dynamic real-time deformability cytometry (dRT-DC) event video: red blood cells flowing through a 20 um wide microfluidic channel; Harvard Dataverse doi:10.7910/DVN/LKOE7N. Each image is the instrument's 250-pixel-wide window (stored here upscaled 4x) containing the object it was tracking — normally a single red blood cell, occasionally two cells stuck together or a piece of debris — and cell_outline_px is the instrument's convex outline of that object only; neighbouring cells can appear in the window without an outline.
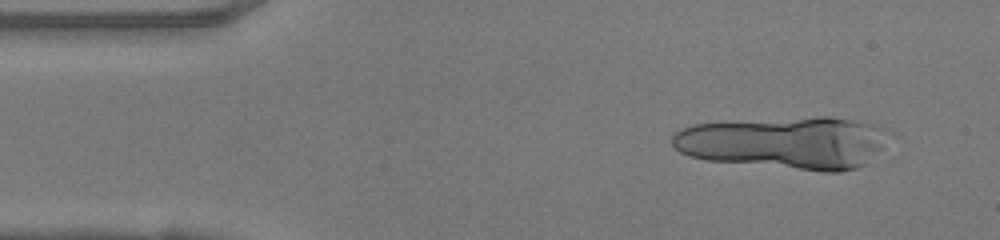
{"species": "human", "species_latin": "Homo sapiens", "temperature_condition": "warm", "stored_images_in_passage": 11, "camera_frame_rate_fps": 3000, "um_per_image_px": 0.085, "donor": {"sex": "female"}, "frame": {"image": 1, "passage_image": 4, "time_ms": 1.0, "image_size_px": [1000, 240], "cell_outline_px": [[892, 132], [868, 164], [856, 168], [840, 172], [824, 172], [708, 160], [688, 156], [680, 152], [672, 144], [672, 136], [680, 128], [692, 124], [816, 116], [828, 116], [852, 120], [872, 124], [884, 128]], "centroid_in_image_um": [66.75, 12.13], "position_along_channel_um": 18.3, "area_um2": 66.35}}